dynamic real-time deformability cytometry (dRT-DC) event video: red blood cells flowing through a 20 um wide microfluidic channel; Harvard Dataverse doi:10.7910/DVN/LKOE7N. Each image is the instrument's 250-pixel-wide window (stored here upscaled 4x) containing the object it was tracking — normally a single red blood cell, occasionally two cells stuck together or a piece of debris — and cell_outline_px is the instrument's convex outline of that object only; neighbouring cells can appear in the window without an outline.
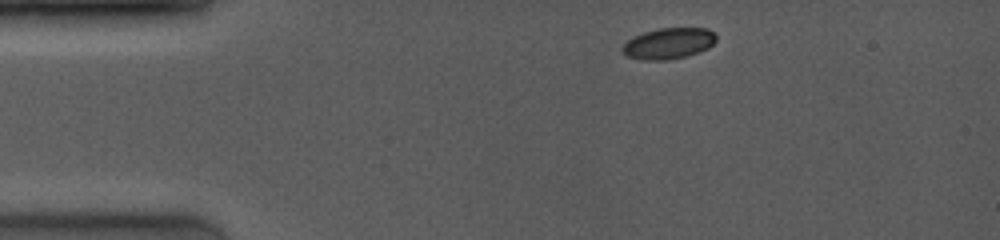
{"species": "common noctule bat (a hibernating species)", "species_latin": "Nyctalus noctula", "temperature_condition": "room temperature", "stored_images_in_passage": 4, "camera_frame_rate_fps": 4000, "um_per_image_px": 0.085, "animal": {"sex": "female", "body_mass_g": 19.0, "forearm_length_mm": 53.3}, "frame": {"image": 1, "passage_image": 1, "time_ms": 0.0, "image_size_px": [1000, 240], "cell_outline_px": [[716, 40], [708, 48], [700, 52], [688, 56], [668, 60], [644, 60], [624, 56], [620, 48], [632, 36], [644, 32], [660, 28], [708, 28], [716, 36]], "centroid_in_image_um": [56.8, 3.7], "position_along_channel_um": 28.2, "area_um2": 17.17}}
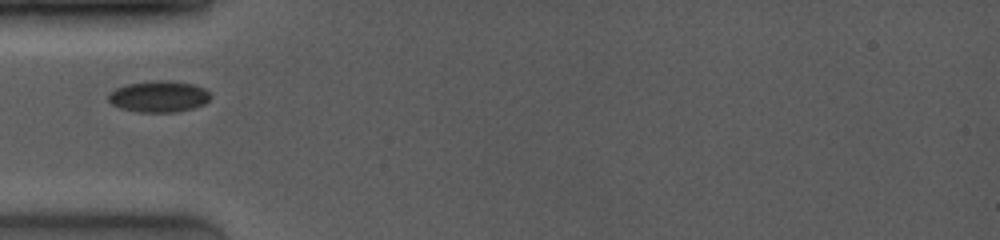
{"frame": {"image": 2, "passage_image": 3, "time_ms": 2.5, "image_size_px": [1000, 240], "cell_outline_px": [[212, 96], [204, 104], [192, 108], [176, 112], [136, 112], [120, 108], [112, 104], [108, 100], [108, 92], [116, 88], [128, 84], [152, 80], [168, 80], [192, 84], [204, 88]], "centroid_in_image_um": [13.47, 8.2], "position_along_channel_um": 71.5, "area_um2": 18.73}}